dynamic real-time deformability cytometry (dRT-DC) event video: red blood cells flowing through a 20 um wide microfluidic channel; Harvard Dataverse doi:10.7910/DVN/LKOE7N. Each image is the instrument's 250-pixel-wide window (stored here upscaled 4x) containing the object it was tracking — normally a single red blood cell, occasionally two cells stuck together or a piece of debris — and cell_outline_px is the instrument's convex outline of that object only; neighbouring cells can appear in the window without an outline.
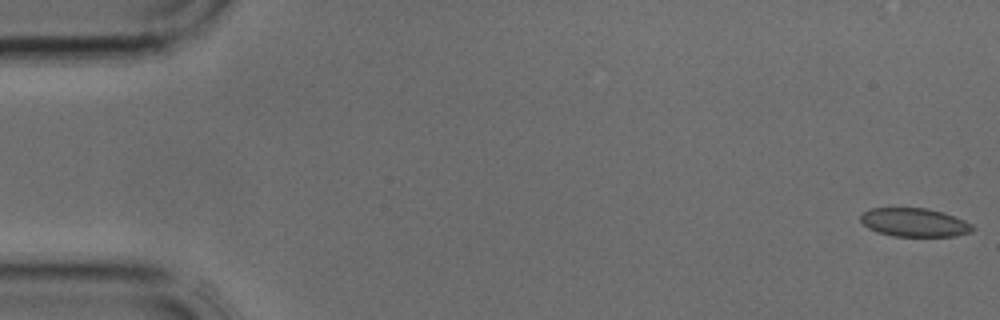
{"species": "common noctule bat (a hibernating species)", "species_latin": "Nyctalus noctula", "temperature_condition": "cold", "stored_images_in_passage": 39, "camera_frame_rate_fps": 3000, "um_per_image_px": 0.085, "animal": {"sex": "male", "body_mass_g": 17.9, "forearm_length_mm": 54.2}, "frame": {"image": 1, "passage_image": 1, "time_ms": 0.0, "image_size_px": [1000, 320], "cell_outline_px": [[976, 228], [972, 232], [956, 236], [892, 236], [876, 232], [868, 228], [860, 220], [860, 216], [864, 212], [872, 208], [928, 208], [964, 220], [972, 224]], "centroid_in_image_um": [77.73, 18.92], "position_along_channel_um": 7.3, "area_um2": 18.61}}
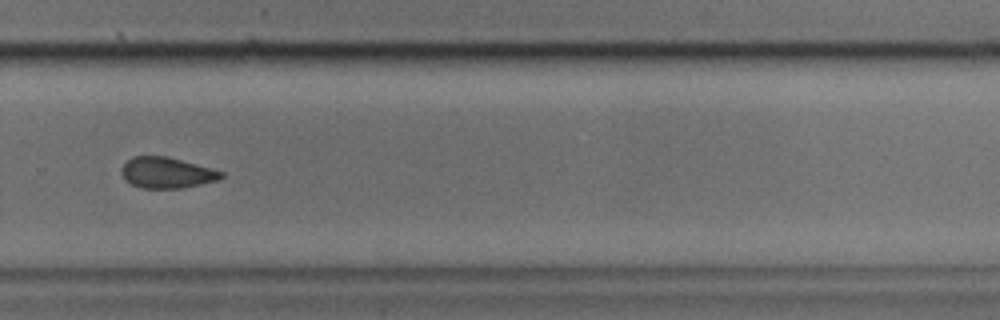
{"frame": {"image": 2, "passage_image": 27, "time_ms": 8.667, "image_size_px": [1000, 320], "cell_outline_px": [[224, 176], [216, 180], [200, 184], [180, 188], [140, 188], [132, 184], [120, 172], [120, 168], [132, 156], [168, 156], [212, 168], [224, 172]], "centroid_in_image_um": [14.17, 14.67], "position_along_channel_um": 315.6, "area_um2": 17.86}}
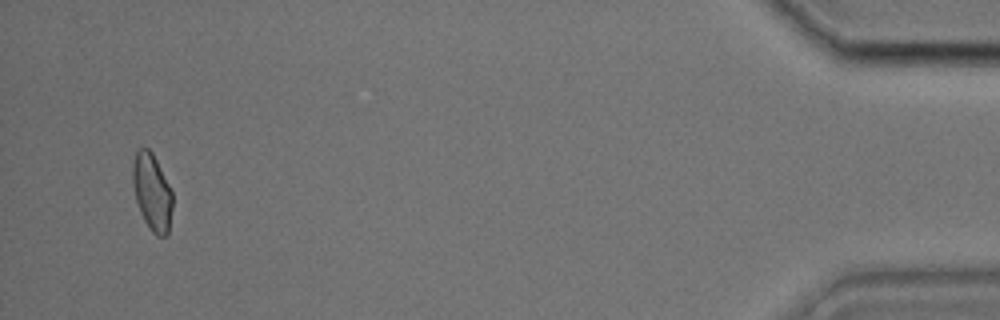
{"frame": {"image": 3, "passage_image": 38, "time_ms": 12.333, "image_size_px": [1000, 320], "cell_outline_px": [[172, 208], [168, 236], [156, 236], [148, 228], [140, 212], [136, 200], [132, 184], [132, 164], [136, 152], [140, 148], [148, 148], [152, 152], [172, 192]], "centroid_in_image_um": [12.91, 16.36], "position_along_channel_um": 422.3, "area_um2": 17.86}}